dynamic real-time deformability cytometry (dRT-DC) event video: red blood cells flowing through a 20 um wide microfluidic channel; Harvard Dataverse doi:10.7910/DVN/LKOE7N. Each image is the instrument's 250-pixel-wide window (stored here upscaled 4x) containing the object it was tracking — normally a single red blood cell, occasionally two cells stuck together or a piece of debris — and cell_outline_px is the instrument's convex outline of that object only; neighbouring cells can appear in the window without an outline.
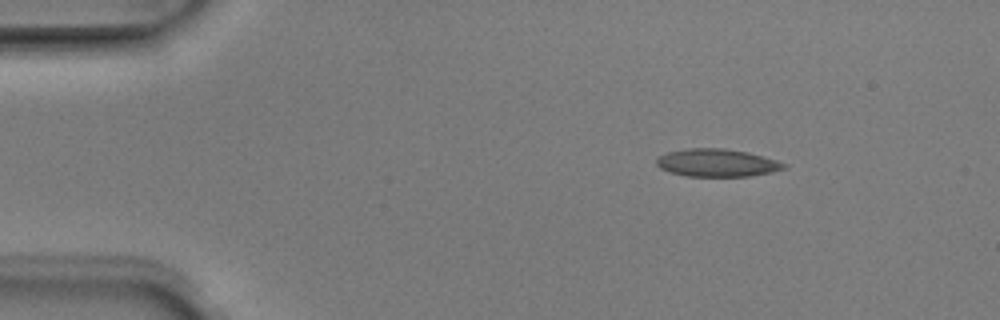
{"species": "Egyptian fruit bat (a non-hibernating species)", "species_latin": "Rousettus aegyptiacus", "temperature_condition": "room temperature", "stored_images_in_passage": 3, "camera_frame_rate_fps": 3000, "um_per_image_px": 0.085, "animal": {"sex": "male"}, "frame": {"image": 1, "passage_image": 1, "time_ms": 0.0, "image_size_px": [1000, 320], "cell_outline_px": [[788, 168], [772, 172], [748, 176], [688, 176], [668, 172], [660, 168], [656, 164], [656, 156], [668, 152], [684, 148], [724, 148], [748, 152], [776, 160], [788, 164]], "centroid_in_image_um": [60.93, 13.83], "position_along_channel_um": 24.1, "area_um2": 20.81}}